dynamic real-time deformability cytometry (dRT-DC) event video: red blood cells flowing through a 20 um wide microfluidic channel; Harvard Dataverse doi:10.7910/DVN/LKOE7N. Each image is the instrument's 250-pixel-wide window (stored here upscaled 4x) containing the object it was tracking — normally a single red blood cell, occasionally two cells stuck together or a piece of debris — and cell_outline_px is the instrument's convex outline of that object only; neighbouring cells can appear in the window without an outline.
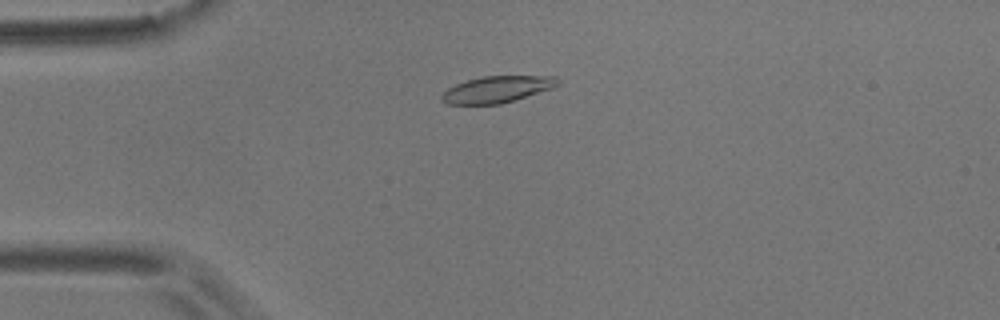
{"species": "common noctule bat (a hibernating species)", "species_latin": "Nyctalus noctula", "temperature_condition": "room temperature", "stored_images_in_passage": 9, "camera_frame_rate_fps": 3000, "um_per_image_px": 0.085, "animal": {"sex": "male", "body_mass_g": 17.9}, "frame": {"image": 1, "passage_image": 3, "time_ms": 0.667, "image_size_px": [1000, 320], "cell_outline_px": [[560, 84], [552, 88], [516, 100], [500, 104], [448, 104], [440, 100], [440, 96], [448, 88], [456, 84], [468, 80], [484, 76], [556, 76], [560, 80]], "centroid_in_image_um": [42.27, 7.6], "position_along_channel_um": 42.7, "area_um2": 17.98}}
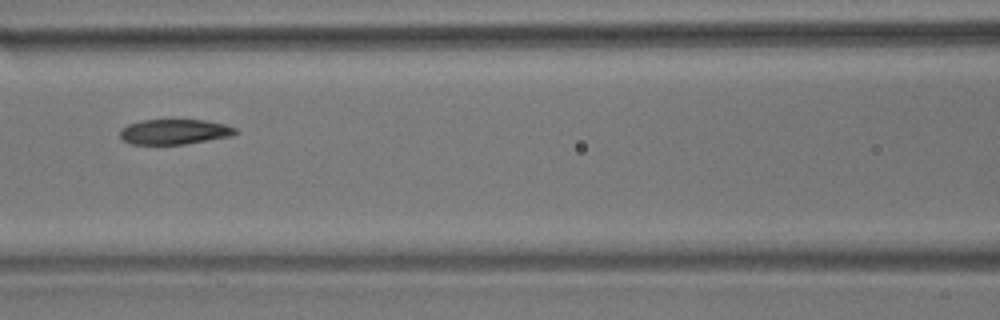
{"frame": {"image": 2, "passage_image": 6, "time_ms": 1.667, "image_size_px": [1000, 320], "cell_outline_px": [[236, 132], [232, 136], [184, 144], [132, 144], [124, 140], [120, 136], [120, 132], [128, 124], [144, 120], [204, 120], [224, 124], [236, 128]], "centroid_in_image_um": [14.84, 11.2], "position_along_channel_um": 151.8, "area_um2": 16.65}}
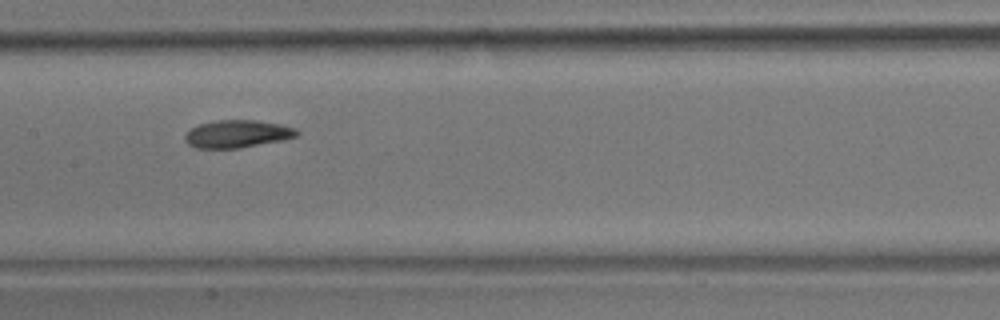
{"frame": {"image": 3, "passage_image": 7, "time_ms": 2.0, "image_size_px": [1000, 320], "cell_outline_px": [[300, 132], [296, 136], [284, 140], [240, 148], [192, 148], [184, 140], [184, 136], [192, 128], [200, 124], [216, 120], [256, 120], [280, 124], [296, 128]], "centroid_in_image_um": [20.18, 11.39], "position_along_channel_um": 187.2, "area_um2": 18.09}}